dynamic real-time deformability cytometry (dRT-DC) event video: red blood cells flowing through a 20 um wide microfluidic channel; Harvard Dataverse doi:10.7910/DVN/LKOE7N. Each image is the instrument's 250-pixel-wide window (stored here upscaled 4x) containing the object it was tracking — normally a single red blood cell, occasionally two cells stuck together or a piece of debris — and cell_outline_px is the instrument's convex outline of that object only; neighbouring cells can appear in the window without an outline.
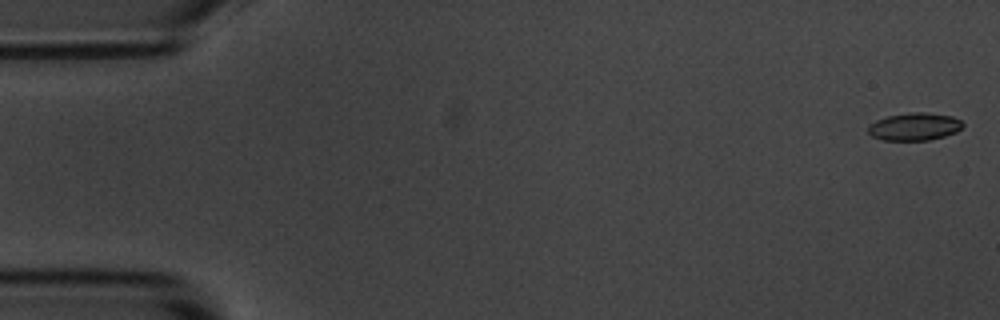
{"species": "common noctule bat (a hibernating species)", "species_latin": "Nyctalus noctula", "temperature_condition": "room temperature", "stored_images_in_passage": 4, "camera_frame_rate_fps": 3000, "um_per_image_px": 0.085, "animal": {"sex": "male", "body_mass_g": 20.1, "forearm_length_mm": 53.5}, "frame": {"image": 1, "passage_image": 1, "time_ms": 0.0, "image_size_px": [1000, 320], "cell_outline_px": [[964, 124], [956, 132], [944, 136], [928, 140], [884, 140], [872, 136], [868, 132], [868, 124], [876, 120], [888, 116], [908, 112], [924, 112], [952, 116], [960, 120]], "centroid_in_image_um": [77.71, 10.75], "position_along_channel_um": 7.3, "area_um2": 15.2}}